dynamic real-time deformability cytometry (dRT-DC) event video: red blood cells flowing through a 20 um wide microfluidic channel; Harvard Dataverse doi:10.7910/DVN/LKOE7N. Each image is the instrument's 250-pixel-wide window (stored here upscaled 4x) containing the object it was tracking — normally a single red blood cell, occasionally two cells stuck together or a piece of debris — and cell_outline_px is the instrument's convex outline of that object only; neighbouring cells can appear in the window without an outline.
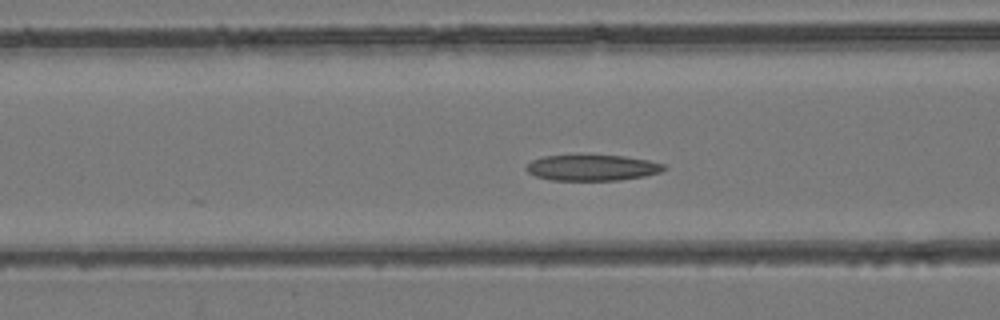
{"species": "common noctule bat (a hibernating species)", "species_latin": "Nyctalus noctula", "temperature_condition": "room temperature", "stored_images_in_passage": 21, "camera_frame_rate_fps": 3000, "um_per_image_px": 0.085, "animal": {"sex": "female", "body_mass_g": 24.6, "forearm_length_mm": 56.2}, "frame": {"image": 1, "passage_image": 17, "time_ms": 5.333, "image_size_px": [1000, 320], "cell_outline_px": [[668, 168], [660, 172], [644, 176], [620, 180], [552, 180], [536, 176], [528, 172], [524, 168], [532, 160], [544, 156], [624, 156], [648, 160], [664, 164]], "centroid_in_image_um": [50.36, 14.26], "position_along_channel_um": 116.2, "area_um2": 20.52}}
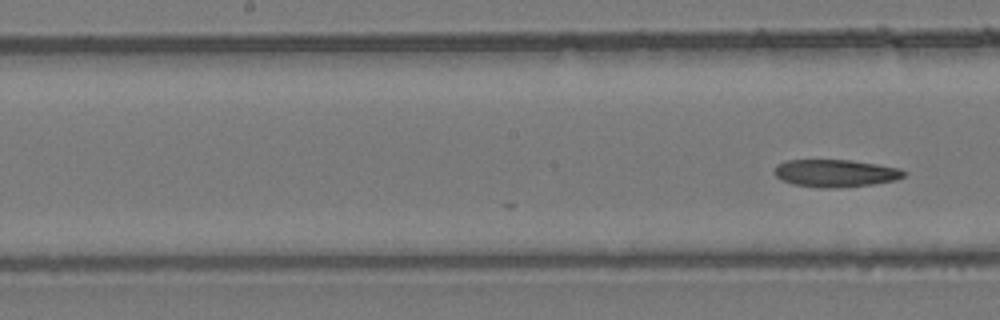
{"frame": {"image": 2, "passage_image": 21, "time_ms": 6.667, "image_size_px": [1000, 320], "cell_outline_px": [[908, 172], [904, 176], [896, 180], [872, 184], [832, 188], [820, 188], [792, 184], [780, 180], [772, 172], [776, 164], [788, 160], [852, 160], [900, 168]], "centroid_in_image_um": [70.98, 14.72], "position_along_channel_um": 177.2, "area_um2": 20.92}}